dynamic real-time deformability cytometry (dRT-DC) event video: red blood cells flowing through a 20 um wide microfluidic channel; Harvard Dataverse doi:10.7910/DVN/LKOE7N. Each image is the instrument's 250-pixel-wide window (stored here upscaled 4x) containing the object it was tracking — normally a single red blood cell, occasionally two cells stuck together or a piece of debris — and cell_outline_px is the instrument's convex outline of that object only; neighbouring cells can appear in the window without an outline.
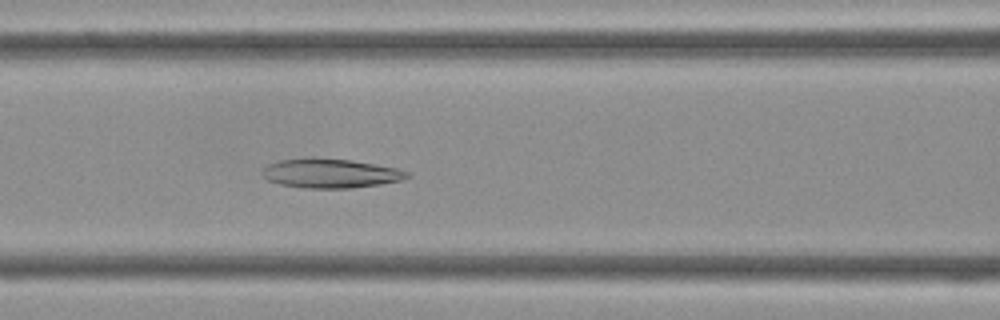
{"species": "Egyptian fruit bat (a non-hibernating species)", "species_latin": "Rousettus aegyptiacus", "temperature_condition": "cold", "stored_images_in_passage": 30, "camera_frame_rate_fps": 3000, "um_per_image_px": 0.085, "frame": {"image": 1, "passage_image": 9, "time_ms": 2.667, "image_size_px": [1000, 320], "cell_outline_px": [[412, 176], [400, 180], [380, 184], [352, 188], [304, 188], [280, 184], [268, 180], [260, 172], [268, 164], [280, 160], [308, 156], [312, 156], [352, 160], [396, 168], [408, 172]], "centroid_in_image_um": [28.06, 14.71], "position_along_channel_um": 138.5, "area_um2": 24.97}}
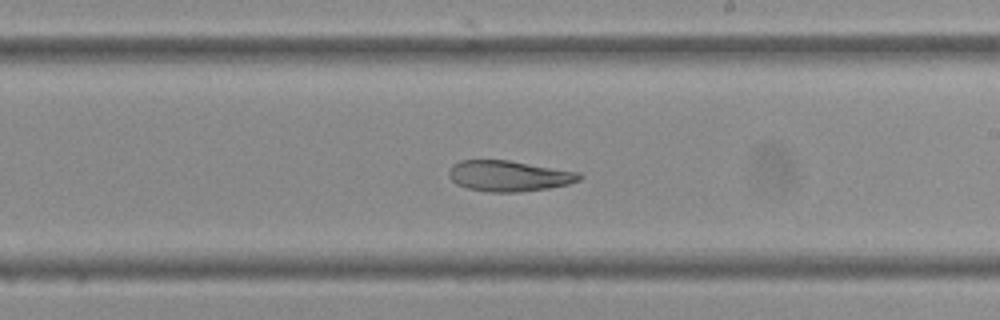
{"frame": {"image": 2, "passage_image": 16, "time_ms": 5.0, "image_size_px": [1000, 320], "cell_outline_px": [[584, 176], [580, 180], [568, 184], [548, 188], [520, 192], [488, 192], [468, 188], [456, 184], [448, 176], [448, 172], [452, 164], [460, 160], [508, 160], [580, 172]], "centroid_in_image_um": [43.25, 14.95], "position_along_channel_um": 245.7, "area_um2": 23.52}}
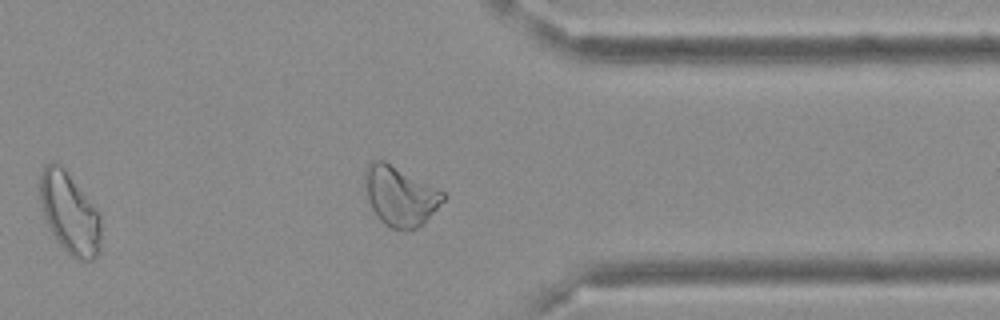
{"frame": {"image": 3, "passage_image": 25, "time_ms": 8.0, "image_size_px": [1000, 320], "cell_outline_px": [[448, 196], [424, 224], [420, 228], [392, 228], [384, 224], [376, 216], [368, 200], [364, 176], [368, 164], [372, 160], [384, 160], [444, 192]], "centroid_in_image_um": [34.02, 16.66], "position_along_channel_um": 377.4, "area_um2": 26.93}}